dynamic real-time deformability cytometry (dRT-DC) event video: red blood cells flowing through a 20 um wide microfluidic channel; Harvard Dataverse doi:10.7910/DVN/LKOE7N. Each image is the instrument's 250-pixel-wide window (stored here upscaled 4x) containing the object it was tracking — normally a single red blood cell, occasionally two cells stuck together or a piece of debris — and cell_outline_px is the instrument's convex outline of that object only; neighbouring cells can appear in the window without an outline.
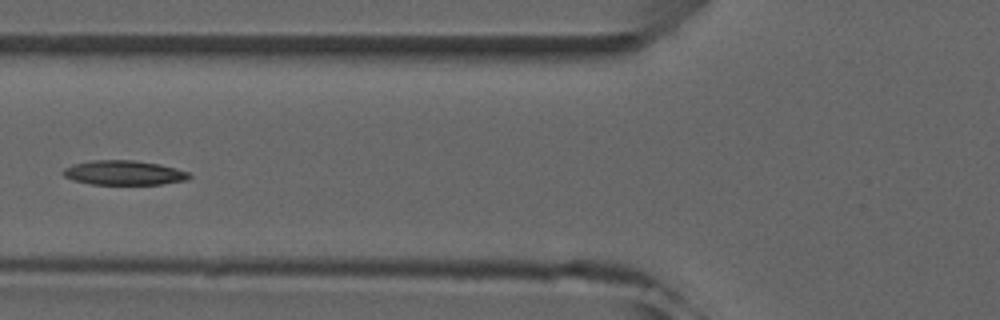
{"species": "common noctule bat (a hibernating species)", "species_latin": "Nyctalus noctula", "temperature_condition": "room temperature", "stored_images_in_passage": 4, "camera_frame_rate_fps": 3000, "um_per_image_px": 0.085, "animal": {"sex": "male", "forearm_length_mm": 52.5}, "frame": {"image": 1, "passage_image": 4, "time_ms": 4.333, "image_size_px": [1000, 320], "cell_outline_px": [[192, 176], [188, 180], [160, 184], [92, 184], [72, 180], [64, 176], [60, 172], [64, 168], [76, 164], [92, 160], [132, 160], [160, 164], [176, 168], [188, 172]], "centroid_in_image_um": [10.54, 14.68], "position_along_channel_um": 115.3, "area_um2": 17.98}}